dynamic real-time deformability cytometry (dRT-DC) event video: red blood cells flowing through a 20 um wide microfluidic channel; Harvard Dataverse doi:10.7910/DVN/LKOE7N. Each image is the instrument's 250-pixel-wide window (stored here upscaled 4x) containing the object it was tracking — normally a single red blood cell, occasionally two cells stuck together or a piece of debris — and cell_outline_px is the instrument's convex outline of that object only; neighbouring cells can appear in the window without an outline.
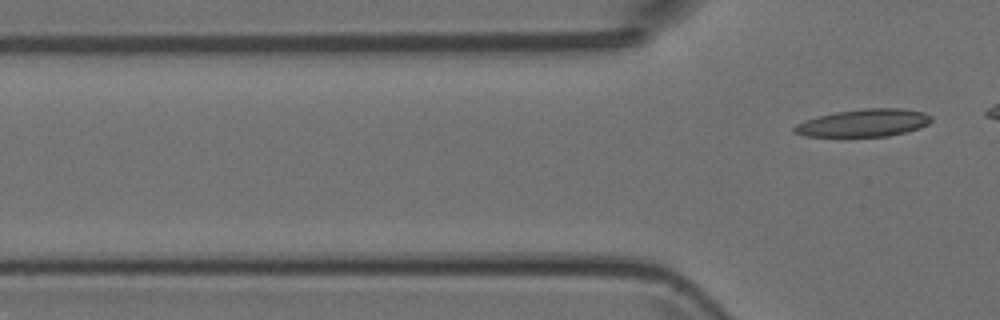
{"species": "Egyptian fruit bat (a non-hibernating species)", "species_latin": "Rousettus aegyptiacus", "temperature_condition": "room temperature", "stored_images_in_passage": 2, "camera_frame_rate_fps": 3000, "um_per_image_px": 0.085, "animal": {"sex": "female"}, "frame": {"image": 1, "passage_image": 2, "time_ms": 1.333, "image_size_px": [1000, 320], "cell_outline_px": [[932, 120], [928, 124], [920, 128], [888, 136], [840, 140], [804, 136], [792, 132], [792, 128], [796, 124], [820, 116], [836, 112], [864, 108], [900, 108], [924, 112], [932, 116]], "centroid_in_image_um": [73.35, 10.51], "position_along_channel_um": 52.4, "area_um2": 23.06}}